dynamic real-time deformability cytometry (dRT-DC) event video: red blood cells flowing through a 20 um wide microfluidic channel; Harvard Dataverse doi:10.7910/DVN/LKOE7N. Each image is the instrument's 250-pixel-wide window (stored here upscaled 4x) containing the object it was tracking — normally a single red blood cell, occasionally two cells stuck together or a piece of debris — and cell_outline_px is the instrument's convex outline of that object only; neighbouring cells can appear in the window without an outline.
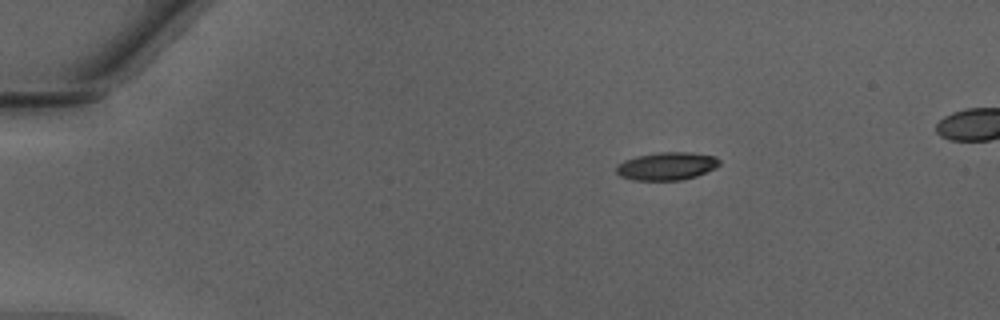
{"species": "Egyptian fruit bat (a non-hibernating species)", "species_latin": "Rousettus aegyptiacus", "temperature_condition": "warm", "stored_images_in_passage": 42, "segment_of_instrument_passage": [1, 2], "camera_frame_rate_fps": 3000, "um_per_image_px": 0.085, "animal": {"sex": "male"}, "frame": {"image": 1, "passage_image": 1, "time_ms": 0.0, "image_size_px": [1000, 320], "cell_outline_px": [[720, 164], [716, 168], [696, 176], [680, 180], [632, 180], [620, 176], [616, 172], [616, 164], [624, 160], [636, 156], [660, 152], [688, 152], [716, 156], [720, 160]], "centroid_in_image_um": [56.66, 14.12], "position_along_channel_um": 28.3, "area_um2": 16.88}}
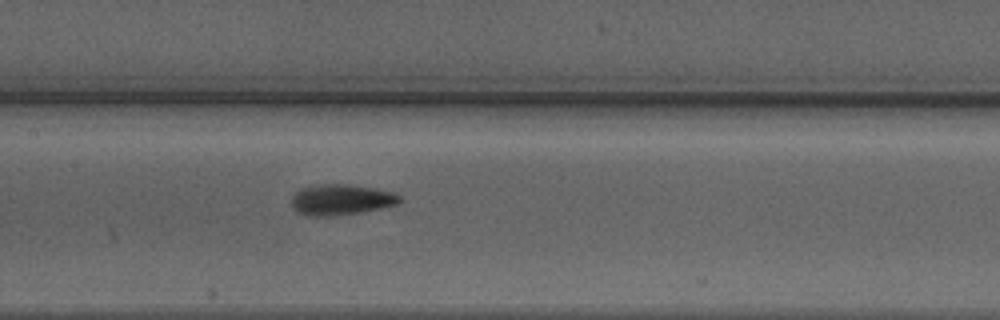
{"frame": {"image": 2, "passage_image": 17, "time_ms": 5.333, "image_size_px": [1000, 320], "cell_outline_px": [[404, 200], [396, 204], [380, 208], [360, 212], [332, 216], [308, 216], [292, 208], [292, 196], [300, 188], [320, 184], [344, 184], [376, 188], [392, 192], [400, 196]], "centroid_in_image_um": [28.99, 16.97], "position_along_channel_um": 178.4, "area_um2": 19.31}}
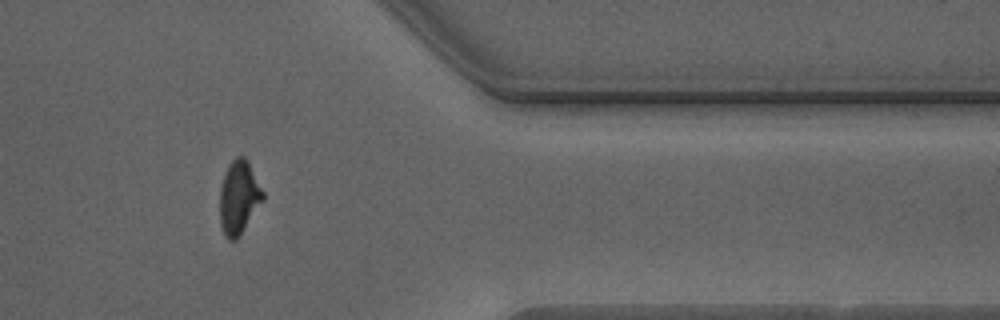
{"frame": {"image": 3, "passage_image": 33, "time_ms": 10.667, "image_size_px": [1000, 320], "cell_outline_px": [[264, 200], [240, 236], [236, 240], [228, 240], [224, 236], [220, 224], [220, 188], [224, 172], [228, 164], [236, 156], [244, 156], [248, 160], [264, 192]], "centroid_in_image_um": [20.3, 16.78], "position_along_channel_um": 391.1, "area_um2": 18.84}}